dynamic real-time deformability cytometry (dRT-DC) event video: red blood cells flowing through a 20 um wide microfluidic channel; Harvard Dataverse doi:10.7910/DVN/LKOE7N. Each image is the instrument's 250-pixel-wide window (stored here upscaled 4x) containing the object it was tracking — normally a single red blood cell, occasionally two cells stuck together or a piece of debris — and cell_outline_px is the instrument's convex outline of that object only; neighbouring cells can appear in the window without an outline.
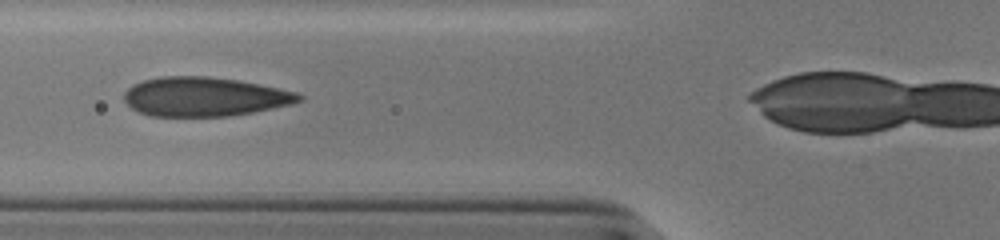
{"species": "human", "species_latin": "Homo sapiens", "temperature_condition": "cold", "stored_images_in_passage": 36, "camera_frame_rate_fps": 3000, "um_per_image_px": 0.085, "donor": {"sex": "male"}, "frame": {"image": 1, "passage_image": 13, "time_ms": 4.0, "image_size_px": [1000, 240], "cell_outline_px": [[304, 100], [292, 104], [252, 112], [228, 116], [152, 116], [140, 112], [132, 108], [124, 100], [124, 92], [132, 84], [144, 80], [160, 76], [208, 76], [240, 80], [296, 92], [304, 96]], "centroid_in_image_um": [17.38, 8.21], "position_along_channel_um": 108.4, "area_um2": 39.94}}
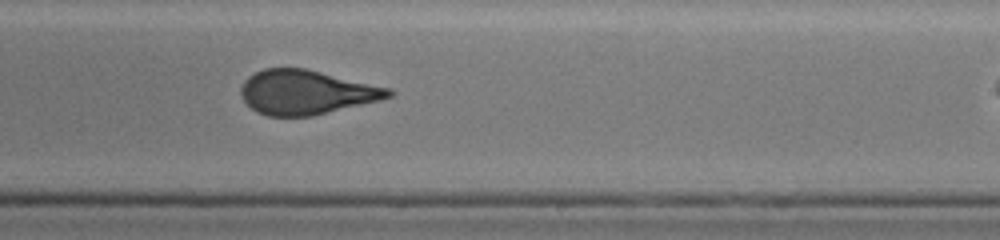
{"frame": {"image": 2, "passage_image": 25, "time_ms": 8.0, "image_size_px": [1000, 240], "cell_outline_px": [[392, 96], [380, 100], [312, 116], [268, 116], [256, 112], [244, 100], [240, 92], [240, 88], [244, 80], [248, 76], [264, 68], [304, 68], [388, 88], [392, 92]], "centroid_in_image_um": [25.98, 7.85], "position_along_channel_um": 263.0, "area_um2": 37.69}}
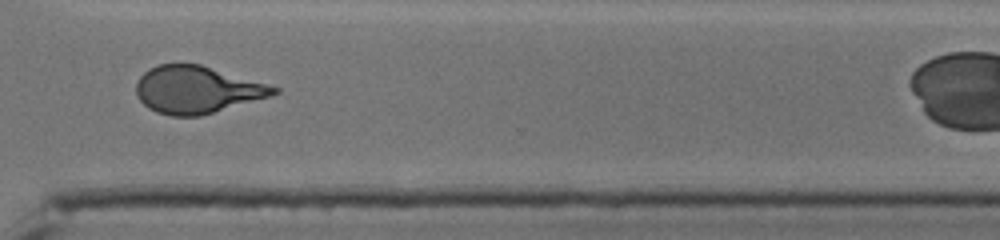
{"frame": {"image": 3, "passage_image": 32, "time_ms": 10.333, "image_size_px": [1000, 240], "cell_outline_px": [[280, 92], [272, 96], [200, 116], [172, 116], [156, 112], [148, 108], [136, 96], [136, 84], [140, 76], [148, 68], [160, 64], [200, 64], [280, 88]], "centroid_in_image_um": [16.72, 7.63], "position_along_channel_um": 353.9, "area_um2": 37.8}}